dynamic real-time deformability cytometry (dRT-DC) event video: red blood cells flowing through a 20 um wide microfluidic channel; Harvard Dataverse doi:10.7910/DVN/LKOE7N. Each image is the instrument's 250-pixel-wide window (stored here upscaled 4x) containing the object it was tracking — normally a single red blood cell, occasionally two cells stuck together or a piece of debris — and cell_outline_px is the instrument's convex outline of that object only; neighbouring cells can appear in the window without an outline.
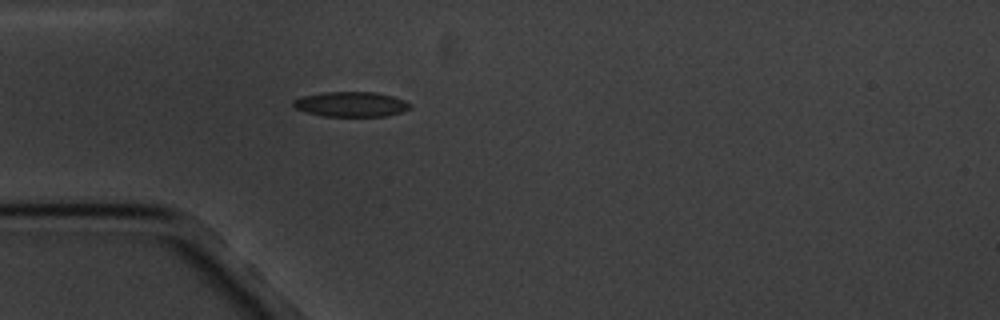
{"species": "common noctule bat (a hibernating species)", "species_latin": "Nyctalus noctula", "temperature_condition": "cold", "stored_images_in_passage": 1, "camera_frame_rate_fps": 3000, "um_per_image_px": 0.085, "animal": {"sex": "male", "body_mass_g": 20.1, "forearm_length_mm": 53.5}, "frame": {"image": 1, "passage_image": 1, "time_ms": 0.0, "image_size_px": [1000, 320], "cell_outline_px": [[412, 108], [388, 116], [324, 116], [304, 112], [296, 108], [292, 104], [292, 100], [300, 96], [324, 92], [376, 92], [392, 96], [404, 100], [412, 104]], "centroid_in_image_um": [29.83, 8.86], "position_along_channel_um": 55.2, "area_um2": 17.17}}